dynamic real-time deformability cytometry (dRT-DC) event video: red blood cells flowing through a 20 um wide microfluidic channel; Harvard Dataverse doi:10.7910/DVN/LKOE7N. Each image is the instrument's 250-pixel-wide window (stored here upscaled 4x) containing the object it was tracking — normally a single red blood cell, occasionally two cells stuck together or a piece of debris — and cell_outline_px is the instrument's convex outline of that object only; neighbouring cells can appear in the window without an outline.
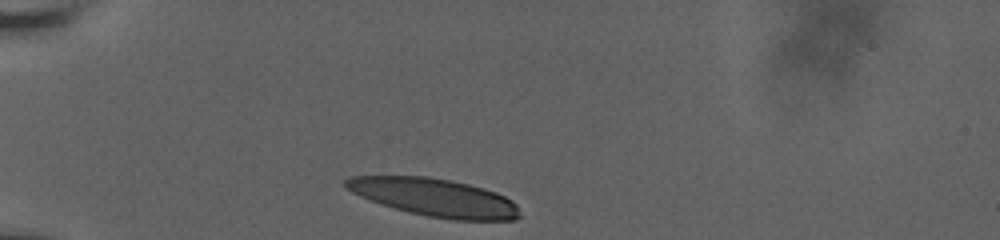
{"species": "human", "species_latin": "Homo sapiens", "temperature_condition": "room temperature", "stored_images_in_passage": 9, "camera_frame_rate_fps": 3000, "um_per_image_px": 0.085, "donor": {"sex": "male"}, "frame": {"image": 1, "passage_image": 1, "time_ms": 0.0, "image_size_px": [1000, 240], "cell_outline_px": [[520, 216], [516, 220], [452, 220], [428, 216], [408, 212], [380, 204], [360, 196], [344, 188], [344, 180], [352, 176], [428, 176], [468, 184], [484, 188], [496, 192], [512, 200], [516, 204]], "centroid_in_image_um": [36.92, 16.78], "position_along_channel_um": 48.1, "area_um2": 38.44}}
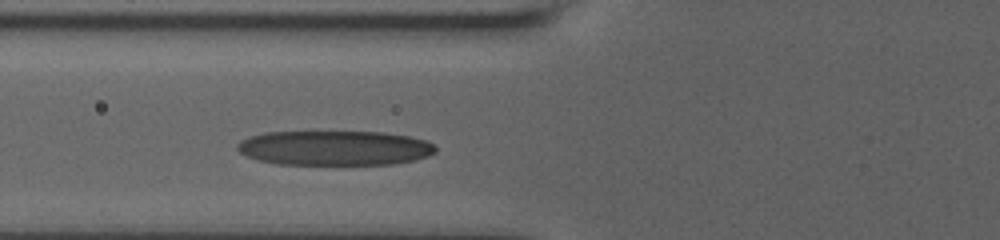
{"frame": {"image": 2, "passage_image": 9, "time_ms": 2.333, "image_size_px": [1000, 240], "cell_outline_px": [[436, 152], [428, 156], [412, 160], [392, 164], [276, 164], [260, 160], [248, 156], [240, 152], [236, 148], [236, 144], [240, 140], [248, 136], [264, 132], [384, 132], [408, 136], [424, 140], [432, 144], [436, 148]], "centroid_in_image_um": [28.4, 12.57], "position_along_channel_um": 97.4, "area_um2": 40.06}}